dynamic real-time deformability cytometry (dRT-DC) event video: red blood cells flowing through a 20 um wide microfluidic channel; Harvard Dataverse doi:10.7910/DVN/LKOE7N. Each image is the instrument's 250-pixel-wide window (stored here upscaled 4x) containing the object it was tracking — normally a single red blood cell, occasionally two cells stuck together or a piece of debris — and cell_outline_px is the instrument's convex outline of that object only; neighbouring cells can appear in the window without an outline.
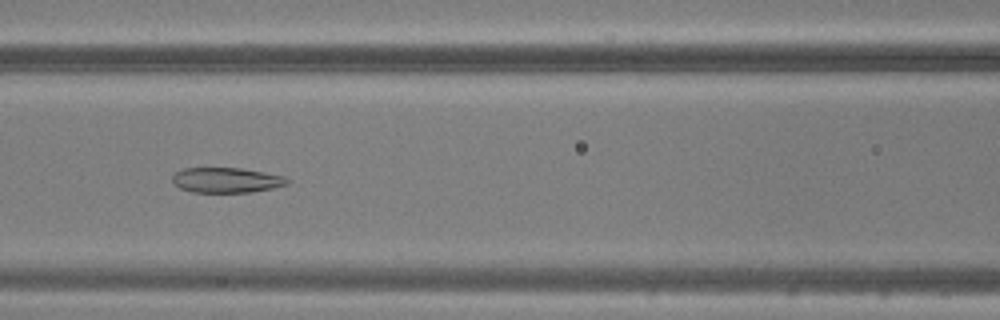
{"species": "common noctule bat (a hibernating species)", "species_latin": "Nyctalus noctula", "temperature_condition": "warm", "stored_images_in_passage": 36, "camera_frame_rate_fps": 3000, "um_per_image_px": 0.085, "animal": {"sex": "male", "body_mass_g": 20.5, "forearm_length_mm": 52.5}, "frame": {"image": 1, "passage_image": 9, "time_ms": 2.667, "image_size_px": [1000, 320], "cell_outline_px": [[292, 180], [288, 184], [272, 188], [248, 192], [192, 192], [180, 188], [172, 184], [172, 176], [176, 172], [184, 168], [240, 168], [264, 172], [284, 176]], "centroid_in_image_um": [19.24, 15.31], "position_along_channel_um": 147.4, "area_um2": 16.88}}
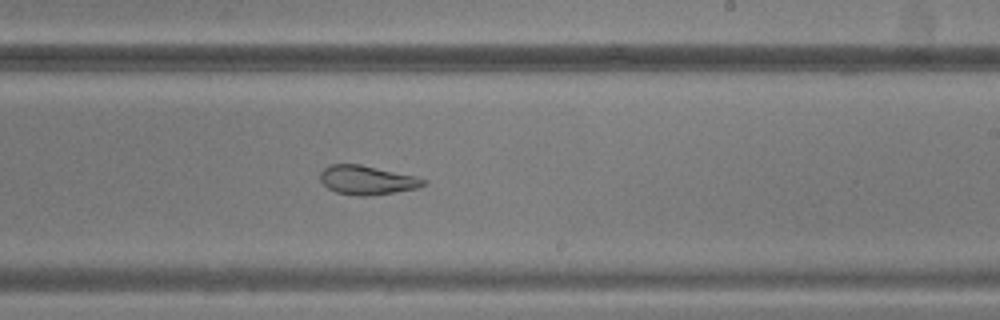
{"frame": {"image": 2, "passage_image": 17, "time_ms": 5.333, "image_size_px": [1000, 320], "cell_outline_px": [[428, 184], [416, 188], [368, 196], [356, 196], [336, 192], [328, 188], [320, 180], [320, 172], [324, 168], [332, 164], [360, 164], [416, 176], [428, 180]], "centroid_in_image_um": [31.21, 15.3], "position_along_channel_um": 257.8, "area_um2": 17.46}}
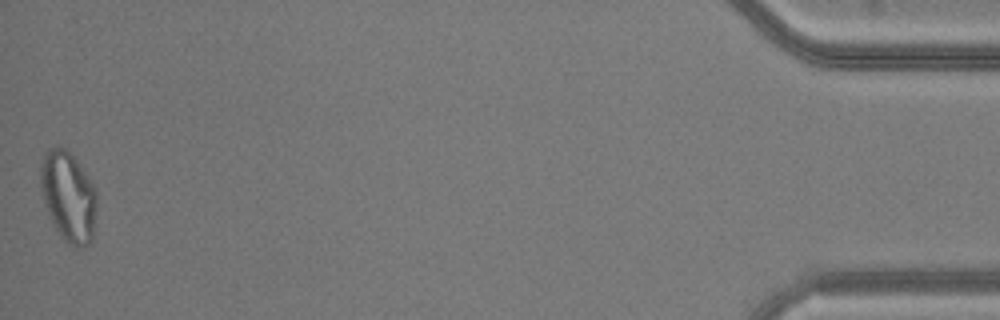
{"frame": {"image": 3, "passage_image": 36, "time_ms": 11.667, "image_size_px": [1000, 320], "cell_outline_px": [[96, 204], [92, 240], [88, 244], [80, 248], [76, 248], [68, 244], [60, 236], [48, 216], [40, 184], [40, 168], [44, 152], [48, 148], [56, 144], [64, 148], [76, 160], [96, 188]], "centroid_in_image_um": [5.79, 16.7], "position_along_channel_um": 429.4, "area_um2": 29.71}}